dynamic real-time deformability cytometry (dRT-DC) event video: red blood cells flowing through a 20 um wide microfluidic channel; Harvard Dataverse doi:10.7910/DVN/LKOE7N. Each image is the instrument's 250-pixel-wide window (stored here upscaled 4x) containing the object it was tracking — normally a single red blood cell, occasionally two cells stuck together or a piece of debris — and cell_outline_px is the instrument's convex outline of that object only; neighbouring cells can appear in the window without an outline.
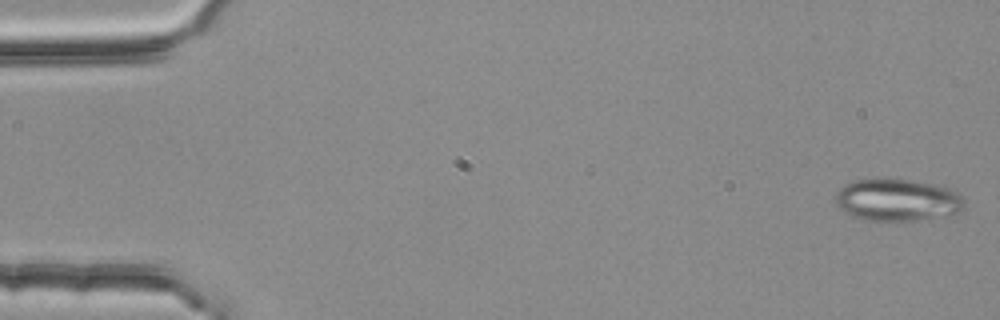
{"species": "common noctule bat (a hibernating species)", "species_latin": "Nyctalus noctula", "temperature_condition": "room temperature", "stored_images_in_passage": 54, "camera_frame_rate_fps": 3000, "um_per_image_px": 0.085, "animal": {"sex": "female", "body_mass_g": 25.1}, "frame": {"image": 1, "passage_image": 1, "time_ms": 0.0, "image_size_px": [1000, 320], "cell_outline_px": [[964, 208], [960, 212], [948, 216], [896, 224], [864, 220], [852, 216], [840, 208], [836, 204], [836, 192], [844, 184], [856, 180], [876, 176], [888, 176], [912, 180], [952, 188], [960, 192], [964, 196]], "centroid_in_image_um": [76.3, 17.0], "position_along_channel_um": 8.7, "area_um2": 33.58}}
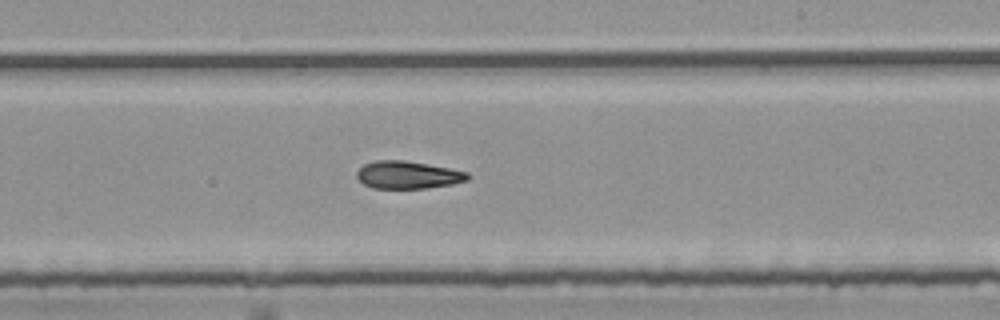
{"frame": {"image": 2, "passage_image": 32, "time_ms": 10.333, "image_size_px": [1000, 320], "cell_outline_px": [[472, 176], [468, 180], [452, 184], [424, 188], [372, 188], [364, 184], [356, 176], [356, 172], [364, 164], [376, 160], [404, 160], [448, 168], [468, 172]], "centroid_in_image_um": [34.67, 14.86], "position_along_channel_um": 254.3, "area_um2": 17.74}}
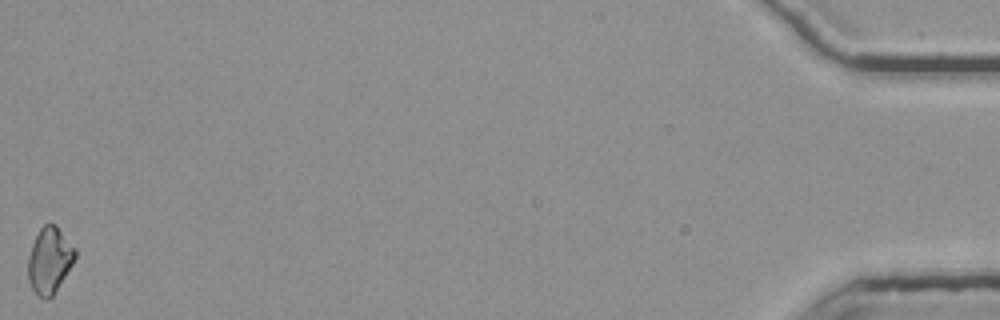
{"frame": {"image": 3, "passage_image": 54, "time_ms": 17.667, "image_size_px": [1000, 320], "cell_outline_px": [[76, 256], [72, 264], [52, 296], [48, 300], [44, 300], [32, 288], [28, 280], [28, 256], [32, 244], [40, 228], [44, 224], [56, 224], [76, 248]], "centroid_in_image_um": [4.21, 22.11], "position_along_channel_um": 431.0, "area_um2": 18.03}}